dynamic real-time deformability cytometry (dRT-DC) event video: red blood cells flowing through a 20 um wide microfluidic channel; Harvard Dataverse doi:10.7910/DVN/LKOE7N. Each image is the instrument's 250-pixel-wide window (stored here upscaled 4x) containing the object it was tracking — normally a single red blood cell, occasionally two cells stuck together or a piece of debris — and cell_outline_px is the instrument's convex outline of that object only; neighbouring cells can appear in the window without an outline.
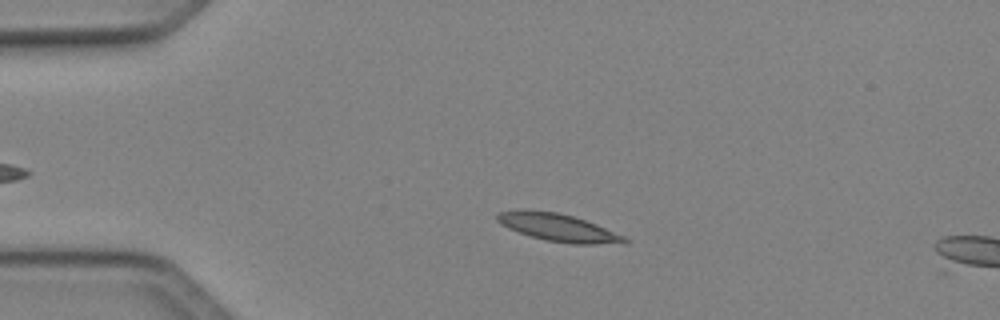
{"species": "Egyptian fruit bat (a non-hibernating species)", "species_latin": "Rousettus aegyptiacus", "temperature_condition": "cold", "stored_images_in_passage": 10, "camera_frame_rate_fps": 3000, "um_per_image_px": 0.085, "animal": {"sex": "female"}, "frame": {"image": 1, "passage_image": 6, "time_ms": 1.667, "image_size_px": [1000, 320], "cell_outline_px": [[628, 240], [624, 244], [572, 244], [544, 240], [508, 228], [500, 224], [496, 220], [496, 216], [500, 212], [556, 212], [572, 216], [596, 224], [624, 236]], "centroid_in_image_um": [47.53, 19.39], "position_along_channel_um": 37.5, "area_um2": 19.71}}